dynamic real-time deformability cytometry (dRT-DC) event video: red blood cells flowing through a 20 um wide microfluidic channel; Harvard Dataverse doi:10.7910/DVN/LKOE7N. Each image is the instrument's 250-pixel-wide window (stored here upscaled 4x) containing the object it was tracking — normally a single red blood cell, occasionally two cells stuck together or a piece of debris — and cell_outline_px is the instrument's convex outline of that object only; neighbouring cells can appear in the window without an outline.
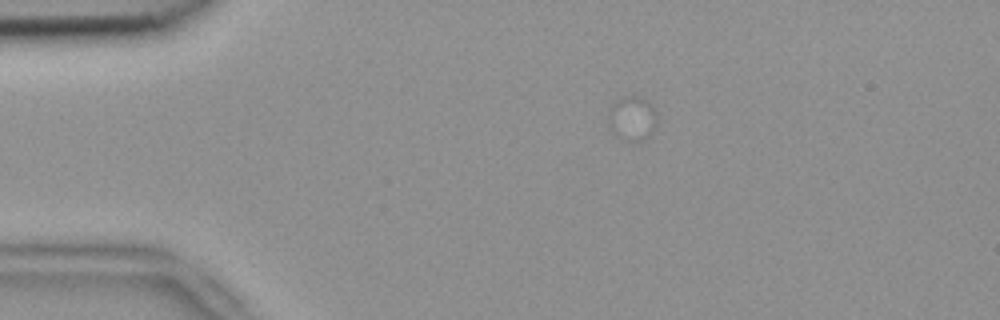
{"species": "common noctule bat (a hibernating species)", "species_latin": "Nyctalus noctula", "temperature_condition": "room temperature", "stored_images_in_passage": 1, "camera_frame_rate_fps": 3000, "um_per_image_px": 0.085, "animal": {"sex": "female", "body_mass_g": 18.4}, "frame": {"image": 1, "passage_image": 1, "time_ms": 0.0, "image_size_px": [1000, 320], "cell_outline_px": [[656, 124], [648, 136], [644, 140], [628, 140], [616, 136], [608, 128], [608, 112], [612, 104], [616, 100], [624, 96], [636, 96], [648, 100], [652, 104], [656, 112]], "centroid_in_image_um": [53.71, 10.04], "position_along_channel_um": 31.3, "area_um2": 12.66}}